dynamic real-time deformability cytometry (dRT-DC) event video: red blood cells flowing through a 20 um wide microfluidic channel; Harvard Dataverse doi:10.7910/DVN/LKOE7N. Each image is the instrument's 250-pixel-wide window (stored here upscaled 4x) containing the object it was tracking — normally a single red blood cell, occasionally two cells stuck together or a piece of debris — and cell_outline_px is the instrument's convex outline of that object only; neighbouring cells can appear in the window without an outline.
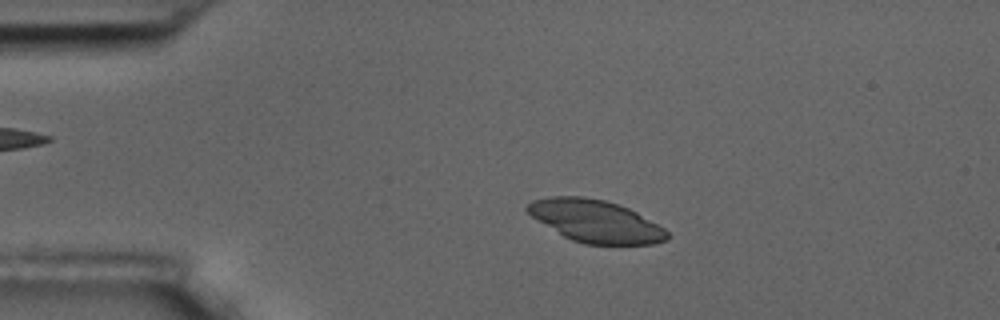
{"species": "common noctule bat (a hibernating species)", "species_latin": "Nyctalus noctula", "temperature_condition": "room temperature", "stored_images_in_passage": 55, "camera_frame_rate_fps": 3000, "um_per_image_px": 0.085, "animal": {"sex": "male", "body_mass_g": 17.5, "forearm_length_mm": 52.3}, "frame": {"image": 1, "passage_image": 11, "time_ms": 3.333, "image_size_px": [1000, 320], "cell_outline_px": [[668, 240], [652, 244], [584, 244], [572, 240], [564, 236], [532, 216], [524, 208], [532, 200], [552, 196], [584, 196], [604, 200], [628, 208], [636, 212], [664, 228], [668, 232]], "centroid_in_image_um": [50.62, 18.79], "position_along_channel_um": 34.4, "area_um2": 34.1}}